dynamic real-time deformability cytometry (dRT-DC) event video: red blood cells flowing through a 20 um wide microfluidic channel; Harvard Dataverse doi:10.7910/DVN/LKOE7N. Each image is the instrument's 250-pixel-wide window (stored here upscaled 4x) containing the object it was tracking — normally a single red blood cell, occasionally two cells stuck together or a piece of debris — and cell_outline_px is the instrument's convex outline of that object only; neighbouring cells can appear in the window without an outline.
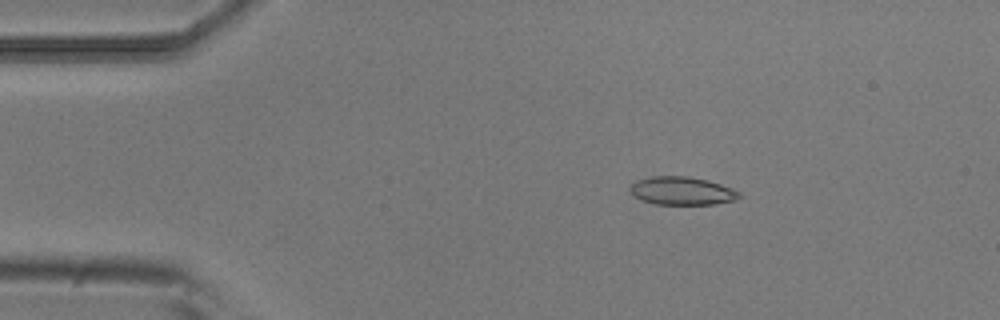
{"species": "common noctule bat (a hibernating species)", "species_latin": "Nyctalus noctula", "temperature_condition": "room temperature", "stored_images_in_passage": 3, "camera_frame_rate_fps": 3000, "um_per_image_px": 0.085, "animal": {"sex": "male", "body_mass_g": 20.5, "forearm_length_mm": 52.5}, "frame": {"image": 1, "passage_image": 1, "time_ms": 0.0, "image_size_px": [1000, 320], "cell_outline_px": [[740, 196], [736, 200], [712, 204], [656, 204], [644, 200], [636, 196], [628, 188], [636, 180], [652, 176], [688, 176], [708, 180], [732, 188], [740, 192]], "centroid_in_image_um": [57.98, 16.21], "position_along_channel_um": 27.0, "area_um2": 17.74}}
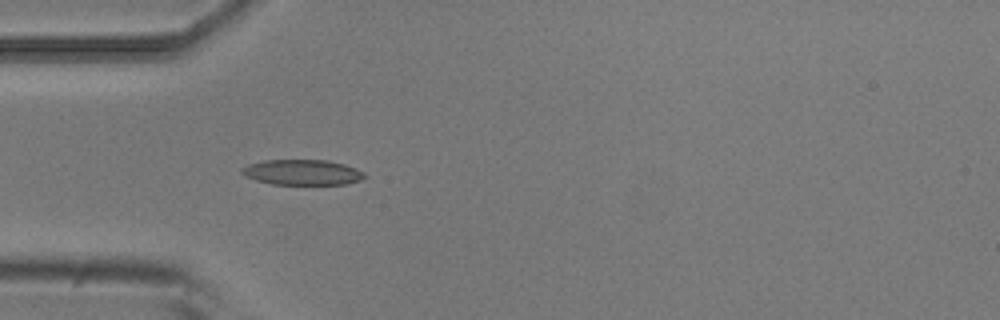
{"frame": {"image": 2, "passage_image": 3, "time_ms": 0.667, "image_size_px": [1000, 320], "cell_outline_px": [[368, 176], [360, 180], [344, 184], [272, 184], [256, 180], [240, 172], [240, 168], [248, 164], [264, 160], [328, 160], [344, 164], [356, 168], [364, 172]], "centroid_in_image_um": [25.71, 14.64], "position_along_channel_um": 59.3, "area_um2": 18.15}}